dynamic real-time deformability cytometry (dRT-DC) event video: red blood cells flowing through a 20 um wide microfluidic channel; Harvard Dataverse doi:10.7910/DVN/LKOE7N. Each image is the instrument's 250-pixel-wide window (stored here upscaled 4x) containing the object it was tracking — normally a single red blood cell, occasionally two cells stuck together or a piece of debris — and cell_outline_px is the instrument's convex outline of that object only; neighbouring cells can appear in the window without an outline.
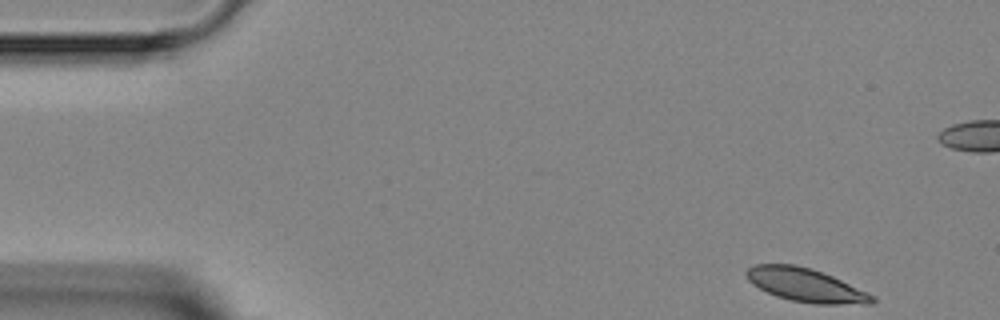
{"species": "Egyptian fruit bat (a non-hibernating species)", "species_latin": "Rousettus aegyptiacus", "temperature_condition": "room temperature", "stored_images_in_passage": 4, "camera_frame_rate_fps": 3000, "um_per_image_px": 0.085, "animal": {"sex": "female"}, "frame": {"image": 1, "passage_image": 1, "time_ms": 0.0, "image_size_px": [1000, 320], "cell_outline_px": [[876, 300], [872, 304], [812, 304], [792, 300], [776, 296], [752, 284], [744, 276], [744, 272], [748, 268], [756, 264], [796, 264], [812, 268], [832, 276], [868, 292], [876, 296]], "centroid_in_image_um": [68.49, 24.23], "position_along_channel_um": 16.5, "area_um2": 24.68}}